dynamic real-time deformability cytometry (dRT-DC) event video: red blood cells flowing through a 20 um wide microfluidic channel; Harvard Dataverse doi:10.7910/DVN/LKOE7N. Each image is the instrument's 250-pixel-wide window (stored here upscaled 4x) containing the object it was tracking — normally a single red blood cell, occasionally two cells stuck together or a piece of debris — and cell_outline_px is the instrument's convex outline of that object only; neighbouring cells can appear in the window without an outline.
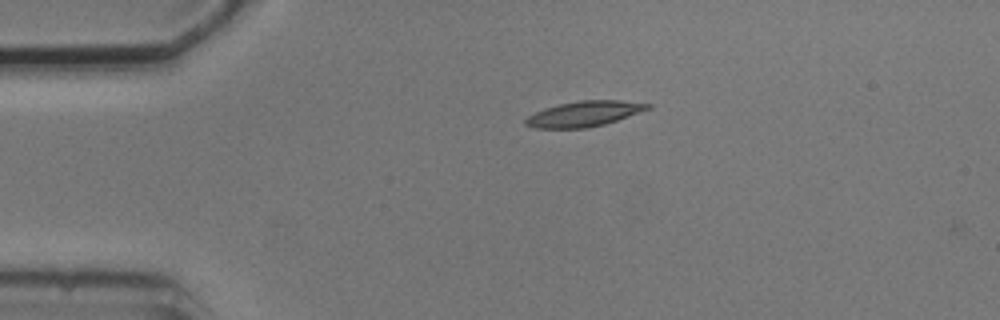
{"species": "common noctule bat (a hibernating species)", "species_latin": "Nyctalus noctula", "temperature_condition": "cold", "stored_images_in_passage": 5, "camera_frame_rate_fps": 3000, "um_per_image_px": 0.085, "animal": {"sex": "male", "body_mass_g": 20.5, "forearm_length_mm": 52.5}, "frame": {"image": 1, "passage_image": 5, "time_ms": 4.667, "image_size_px": [1000, 320], "cell_outline_px": [[652, 108], [604, 124], [588, 128], [536, 128], [524, 124], [524, 120], [528, 116], [544, 108], [560, 104], [580, 100], [620, 100], [652, 104]], "centroid_in_image_um": [49.66, 9.67], "position_along_channel_um": 35.3, "area_um2": 17.98}}